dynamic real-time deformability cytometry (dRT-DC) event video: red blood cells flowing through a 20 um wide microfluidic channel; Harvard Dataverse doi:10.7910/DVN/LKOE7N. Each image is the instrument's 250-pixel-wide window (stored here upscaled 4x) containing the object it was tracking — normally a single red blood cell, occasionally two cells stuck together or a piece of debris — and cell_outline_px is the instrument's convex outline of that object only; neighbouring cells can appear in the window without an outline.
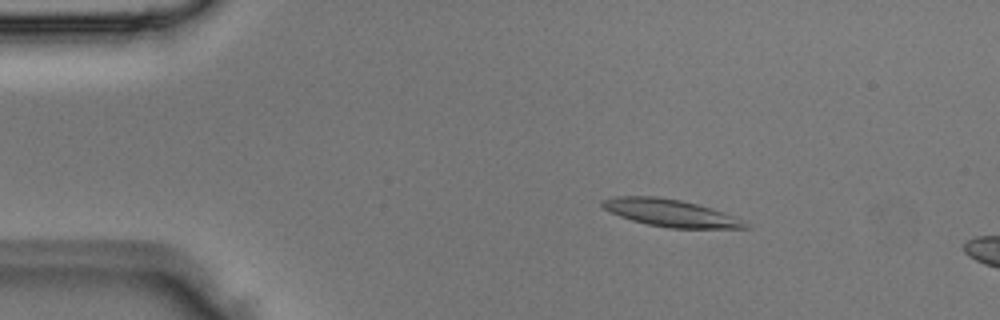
{"species": "Egyptian fruit bat (a non-hibernating species)", "species_latin": "Rousettus aegyptiacus", "temperature_condition": "room temperature", "stored_images_in_passage": 3, "camera_frame_rate_fps": 3000, "um_per_image_px": 0.085, "animal": {"sex": "male"}, "frame": {"image": 1, "passage_image": 1, "time_ms": 0.0, "image_size_px": [1000, 320], "cell_outline_px": [[752, 228], [668, 228], [648, 224], [632, 220], [620, 216], [604, 208], [600, 204], [600, 200], [616, 196], [656, 196], [680, 200], [712, 208], [732, 216], [740, 220]], "centroid_in_image_um": [56.94, 18.09], "position_along_channel_um": 28.1, "area_um2": 22.37}}